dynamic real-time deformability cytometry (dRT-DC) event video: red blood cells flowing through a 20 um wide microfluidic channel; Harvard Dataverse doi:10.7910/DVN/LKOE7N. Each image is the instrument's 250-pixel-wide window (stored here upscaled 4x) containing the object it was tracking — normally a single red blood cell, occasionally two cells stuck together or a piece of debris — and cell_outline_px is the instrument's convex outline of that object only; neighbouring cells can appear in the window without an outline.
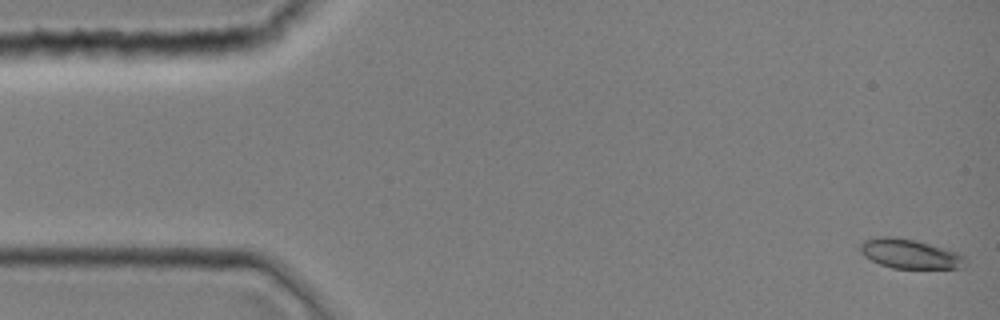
{"species": "common noctule bat (a hibernating species)", "species_latin": "Nyctalus noctula", "temperature_condition": "room temperature", "stored_images_in_passage": 44, "camera_frame_rate_fps": 3000, "um_per_image_px": 0.085, "animal": {"sex": "female", "body_mass_g": 19.0, "forearm_length_mm": 51.5}, "frame": {"image": 1, "passage_image": 1, "time_ms": 0.0, "image_size_px": [1000, 320], "cell_outline_px": [[964, 268], [892, 268], [880, 264], [864, 256], [860, 252], [860, 244], [864, 240], [880, 236], [896, 236], [916, 240], [956, 252], [964, 256]], "centroid_in_image_um": [77.29, 21.56], "position_along_channel_um": 7.7, "area_um2": 17.92}}
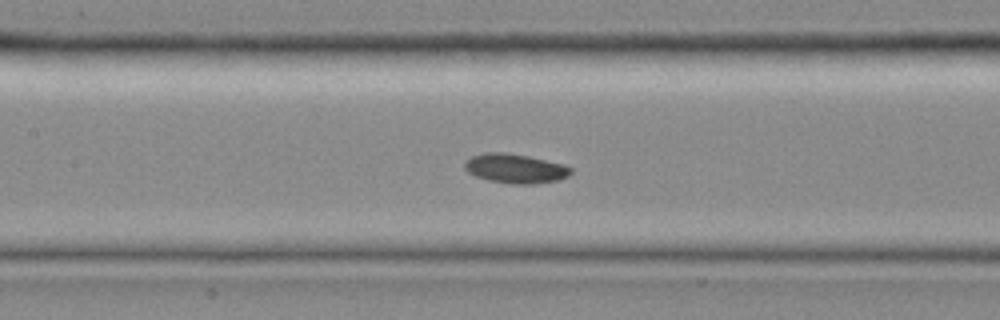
{"frame": {"image": 2, "passage_image": 20, "time_ms": 6.333, "image_size_px": [1000, 320], "cell_outline_px": [[572, 172], [568, 176], [556, 180], [536, 184], [512, 184], [488, 180], [476, 176], [468, 172], [464, 168], [464, 160], [472, 156], [484, 152], [504, 152], [528, 156], [564, 164], [572, 168]], "centroid_in_image_um": [43.78, 14.32], "position_along_channel_um": 163.6, "area_um2": 18.26}}
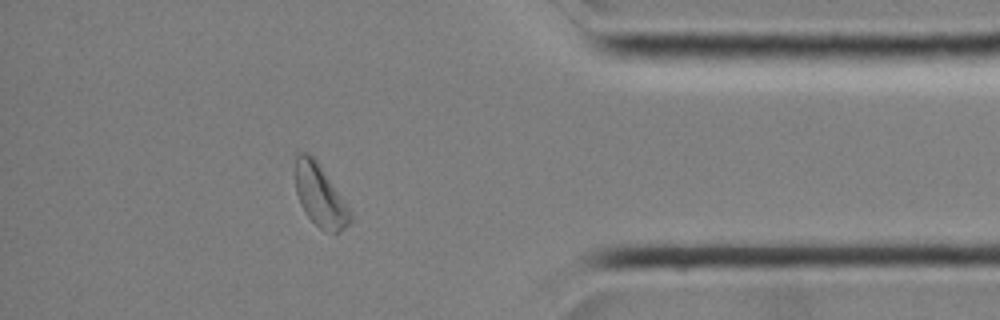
{"frame": {"image": 3, "passage_image": 38, "time_ms": 12.333, "image_size_px": [1000, 320], "cell_outline_px": [[352, 220], [344, 228], [336, 232], [324, 232], [308, 216], [300, 204], [296, 192], [296, 152], [308, 152], [316, 160], [348, 208], [352, 216]], "centroid_in_image_um": [27.17, 16.63], "position_along_channel_um": 408.0, "area_um2": 19.25}}